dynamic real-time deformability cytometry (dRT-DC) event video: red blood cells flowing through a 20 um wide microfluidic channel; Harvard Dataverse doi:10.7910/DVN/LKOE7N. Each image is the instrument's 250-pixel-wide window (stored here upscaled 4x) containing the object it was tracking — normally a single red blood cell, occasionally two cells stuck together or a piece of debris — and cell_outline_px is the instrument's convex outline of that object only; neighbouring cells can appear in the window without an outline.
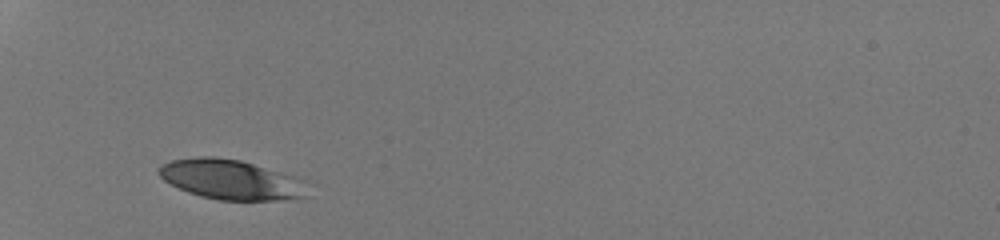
{"species": "human", "species_latin": "Homo sapiens", "temperature_condition": "room temperature", "stored_images_in_passage": 27, "camera_frame_rate_fps": 3000, "um_per_image_px": 0.085, "donor": {"sex": "male"}, "frame": {"image": 1, "passage_image": 1, "time_ms": 0.0, "image_size_px": [1000, 240], "cell_outline_px": [[308, 196], [276, 200], [220, 200], [200, 196], [188, 192], [164, 180], [156, 172], [164, 164], [172, 160], [200, 156], [212, 156], [240, 160], [292, 176]], "centroid_in_image_um": [19.5, 15.26], "position_along_channel_um": 65.5, "area_um2": 33.41}}
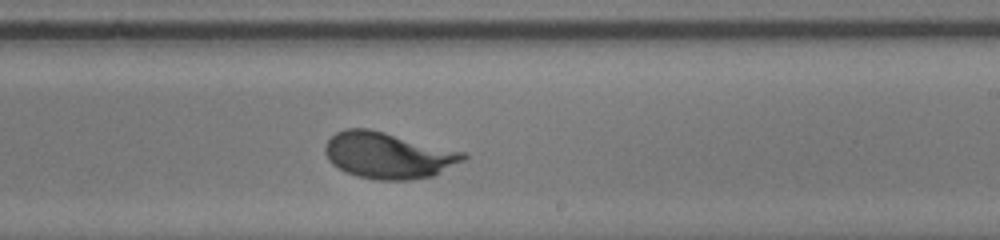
{"frame": {"image": 2, "passage_image": 16, "time_ms": 5.0, "image_size_px": [1000, 240], "cell_outline_px": [[468, 156], [464, 160], [432, 176], [408, 180], [376, 180], [356, 176], [344, 172], [332, 164], [328, 160], [324, 152], [324, 144], [336, 132], [344, 128], [368, 128], [468, 152]], "centroid_in_image_um": [32.98, 13.2], "position_along_channel_um": 256.0, "area_um2": 37.63}}
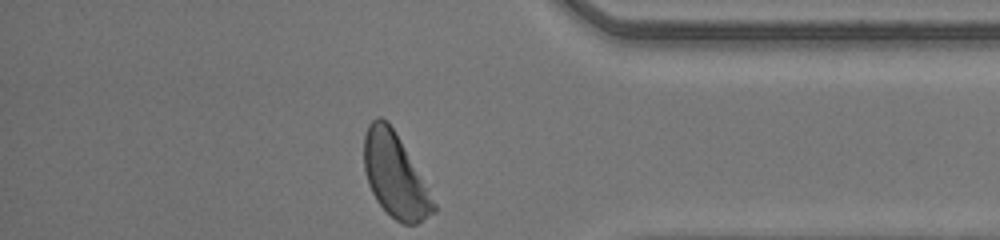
{"frame": {"image": 3, "passage_image": 27, "time_ms": 8.667, "image_size_px": [1000, 240], "cell_outline_px": [[436, 212], [416, 224], [404, 224], [396, 220], [376, 200], [368, 184], [364, 168], [364, 136], [368, 124], [376, 116], [380, 116], [388, 120], [428, 188], [436, 204]], "centroid_in_image_um": [33.56, 14.9], "position_along_channel_um": 401.6, "area_um2": 33.58}, "authors_computed_cell_mechanics": {"area_um2": 35.7204, "velocity_mm_per_s": 4.2162, "shape_relaxation_time_tau1_ms": 2.3964, "shape_relaxation_time_tau2_ms": null, "deformation_change_tau1": 0.1456, "deformation_change_tau2": null}}